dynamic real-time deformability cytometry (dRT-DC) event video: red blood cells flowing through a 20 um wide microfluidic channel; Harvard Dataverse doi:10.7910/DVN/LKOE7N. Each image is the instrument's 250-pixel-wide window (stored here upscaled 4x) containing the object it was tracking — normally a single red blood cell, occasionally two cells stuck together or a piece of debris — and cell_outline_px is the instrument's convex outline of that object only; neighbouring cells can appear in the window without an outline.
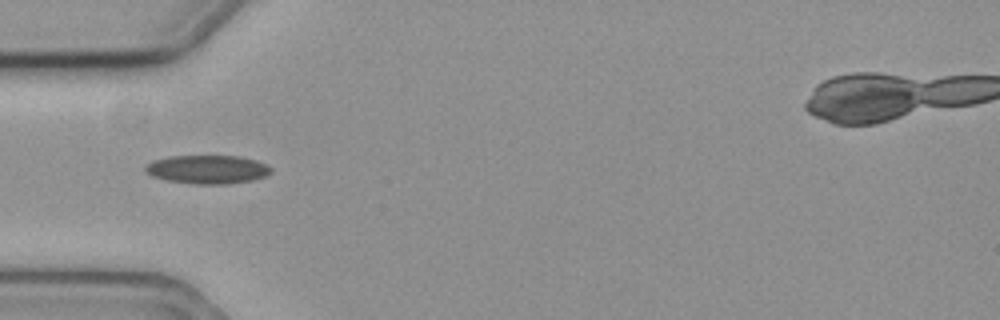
{"species": "common noctule bat (a hibernating species)", "species_latin": "Nyctalus noctula", "temperature_condition": "cold", "stored_images_in_passage": 33, "camera_frame_rate_fps": 3000, "um_per_image_px": 0.085, "animal": {"sex": "female", "body_mass_g": 19.3, "forearm_length_mm": 54.1}, "frame": {"image": 1, "passage_image": 1, "time_ms": 0.0, "image_size_px": [1000, 320], "cell_outline_px": [[272, 172], [264, 176], [252, 180], [224, 184], [196, 184], [168, 180], [152, 176], [144, 168], [148, 164], [156, 160], [168, 156], [240, 156], [256, 160], [268, 164], [272, 168]], "centroid_in_image_um": [17.69, 14.39], "position_along_channel_um": 67.3, "area_um2": 20.75}}
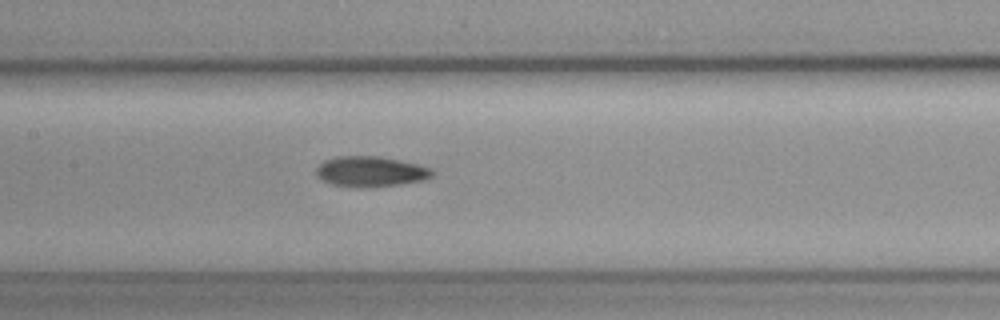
{"frame": {"image": 2, "passage_image": 10, "time_ms": 3.0, "image_size_px": [1000, 320], "cell_outline_px": [[432, 176], [424, 180], [400, 184], [332, 184], [316, 176], [316, 168], [324, 160], [336, 156], [380, 156], [400, 160], [432, 168]], "centroid_in_image_um": [31.51, 14.51], "position_along_channel_um": 175.9, "area_um2": 19.54}}
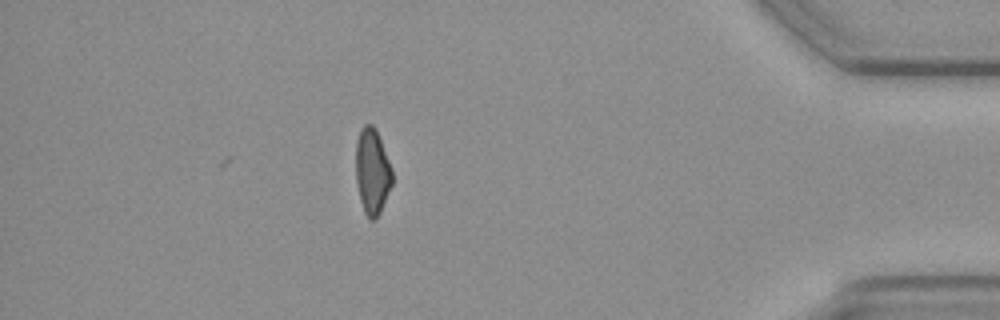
{"frame": {"image": 3, "passage_image": 33, "time_ms": 10.667, "image_size_px": [1000, 320], "cell_outline_px": [[392, 184], [380, 212], [376, 220], [368, 220], [364, 212], [360, 200], [356, 180], [356, 140], [360, 128], [364, 124], [372, 124], [376, 128], [392, 168]], "centroid_in_image_um": [31.63, 14.56], "position_along_channel_um": 403.6, "area_um2": 18.38}, "authors_computed_cell_mechanics": {"area_um2": 19.8832, "velocity_mm_per_s": 3.6166, "shape_relaxation_time_tau1_ms": 10.8172, "shape_relaxation_time_tau2_ms": 5.0115, "deformation_change_tau1": 0.1756, "deformation_change_tau2": 0.1123}}